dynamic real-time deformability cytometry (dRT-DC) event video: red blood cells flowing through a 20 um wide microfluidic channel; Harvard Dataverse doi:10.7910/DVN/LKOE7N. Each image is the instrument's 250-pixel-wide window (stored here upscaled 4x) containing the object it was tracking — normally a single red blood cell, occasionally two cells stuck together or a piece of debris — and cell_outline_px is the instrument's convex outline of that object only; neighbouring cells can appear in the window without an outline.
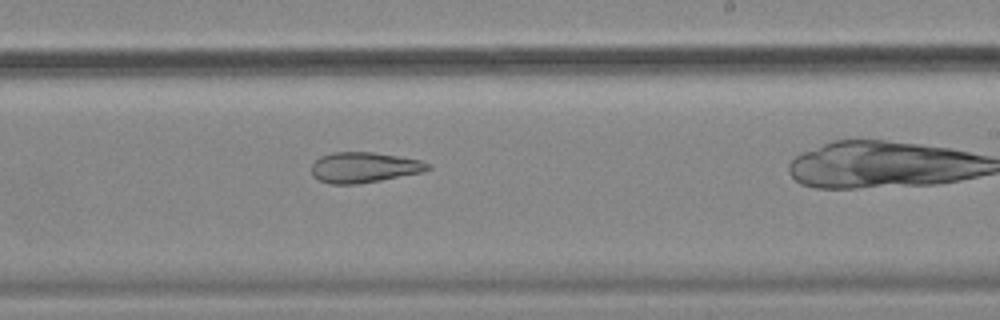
{"species": "common noctule bat (a hibernating species)", "species_latin": "Nyctalus noctula", "temperature_condition": "cold", "stored_images_in_passage": 40, "camera_frame_rate_fps": 3000, "um_per_image_px": 0.085, "animal": {"sex": "female", "body_mass_g": 18.4}, "frame": {"image": 1, "passage_image": 29, "time_ms": 9.333, "image_size_px": [1000, 320], "cell_outline_px": [[432, 168], [424, 172], [380, 180], [356, 184], [328, 184], [312, 176], [312, 164], [320, 156], [332, 152], [372, 152], [420, 160], [432, 164]], "centroid_in_image_um": [30.95, 14.23], "position_along_channel_um": 258.0, "area_um2": 20.69}}